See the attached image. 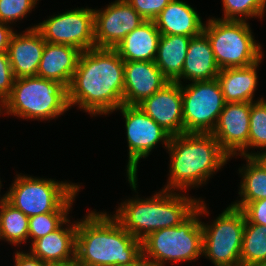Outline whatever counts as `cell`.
<instances>
[{
    "label": "cell",
    "instance_id": "cell-1",
    "mask_svg": "<svg viewBox=\"0 0 266 266\" xmlns=\"http://www.w3.org/2000/svg\"><path fill=\"white\" fill-rule=\"evenodd\" d=\"M123 90L124 61L114 48L94 47L80 54L68 87V104L93 116L109 114L123 105Z\"/></svg>",
    "mask_w": 266,
    "mask_h": 266
},
{
    "label": "cell",
    "instance_id": "cell-2",
    "mask_svg": "<svg viewBox=\"0 0 266 266\" xmlns=\"http://www.w3.org/2000/svg\"><path fill=\"white\" fill-rule=\"evenodd\" d=\"M142 255V241L106 212H89L77 222V266H125Z\"/></svg>",
    "mask_w": 266,
    "mask_h": 266
},
{
    "label": "cell",
    "instance_id": "cell-3",
    "mask_svg": "<svg viewBox=\"0 0 266 266\" xmlns=\"http://www.w3.org/2000/svg\"><path fill=\"white\" fill-rule=\"evenodd\" d=\"M169 182L164 190L186 189L204 184L230 158L211 133L171 136ZM204 181V183H203Z\"/></svg>",
    "mask_w": 266,
    "mask_h": 266
},
{
    "label": "cell",
    "instance_id": "cell-4",
    "mask_svg": "<svg viewBox=\"0 0 266 266\" xmlns=\"http://www.w3.org/2000/svg\"><path fill=\"white\" fill-rule=\"evenodd\" d=\"M199 200L163 189L146 200L123 202L113 217L142 241L154 231L180 225L196 210Z\"/></svg>",
    "mask_w": 266,
    "mask_h": 266
},
{
    "label": "cell",
    "instance_id": "cell-5",
    "mask_svg": "<svg viewBox=\"0 0 266 266\" xmlns=\"http://www.w3.org/2000/svg\"><path fill=\"white\" fill-rule=\"evenodd\" d=\"M204 213L209 212L201 200L196 210L180 225L150 233L142 240L143 256L155 266H164L165 261L197 259L203 248L202 224L198 216Z\"/></svg>",
    "mask_w": 266,
    "mask_h": 266
},
{
    "label": "cell",
    "instance_id": "cell-6",
    "mask_svg": "<svg viewBox=\"0 0 266 266\" xmlns=\"http://www.w3.org/2000/svg\"><path fill=\"white\" fill-rule=\"evenodd\" d=\"M2 105L8 115L39 120L57 118L70 108L68 89L62 83L37 76L14 79Z\"/></svg>",
    "mask_w": 266,
    "mask_h": 266
},
{
    "label": "cell",
    "instance_id": "cell-7",
    "mask_svg": "<svg viewBox=\"0 0 266 266\" xmlns=\"http://www.w3.org/2000/svg\"><path fill=\"white\" fill-rule=\"evenodd\" d=\"M206 24L203 32L209 39L220 69L248 67L261 61V45L253 39L246 21L213 18Z\"/></svg>",
    "mask_w": 266,
    "mask_h": 266
},
{
    "label": "cell",
    "instance_id": "cell-8",
    "mask_svg": "<svg viewBox=\"0 0 266 266\" xmlns=\"http://www.w3.org/2000/svg\"><path fill=\"white\" fill-rule=\"evenodd\" d=\"M8 191V202L26 216L69 212L80 185L18 175Z\"/></svg>",
    "mask_w": 266,
    "mask_h": 266
},
{
    "label": "cell",
    "instance_id": "cell-9",
    "mask_svg": "<svg viewBox=\"0 0 266 266\" xmlns=\"http://www.w3.org/2000/svg\"><path fill=\"white\" fill-rule=\"evenodd\" d=\"M202 254L215 266H240L245 215L229 205L210 225L202 223Z\"/></svg>",
    "mask_w": 266,
    "mask_h": 266
},
{
    "label": "cell",
    "instance_id": "cell-10",
    "mask_svg": "<svg viewBox=\"0 0 266 266\" xmlns=\"http://www.w3.org/2000/svg\"><path fill=\"white\" fill-rule=\"evenodd\" d=\"M184 133H212L226 102L217 79L181 84Z\"/></svg>",
    "mask_w": 266,
    "mask_h": 266
},
{
    "label": "cell",
    "instance_id": "cell-11",
    "mask_svg": "<svg viewBox=\"0 0 266 266\" xmlns=\"http://www.w3.org/2000/svg\"><path fill=\"white\" fill-rule=\"evenodd\" d=\"M125 118L129 159L127 177L131 189L137 190V165L146 158L158 142L168 148L171 135L137 106L122 105L118 108Z\"/></svg>",
    "mask_w": 266,
    "mask_h": 266
},
{
    "label": "cell",
    "instance_id": "cell-12",
    "mask_svg": "<svg viewBox=\"0 0 266 266\" xmlns=\"http://www.w3.org/2000/svg\"><path fill=\"white\" fill-rule=\"evenodd\" d=\"M45 42L71 45L86 51L95 47L94 9L77 8L35 25Z\"/></svg>",
    "mask_w": 266,
    "mask_h": 266
},
{
    "label": "cell",
    "instance_id": "cell-13",
    "mask_svg": "<svg viewBox=\"0 0 266 266\" xmlns=\"http://www.w3.org/2000/svg\"><path fill=\"white\" fill-rule=\"evenodd\" d=\"M145 20L126 0H116L104 10H94L95 47L115 48Z\"/></svg>",
    "mask_w": 266,
    "mask_h": 266
},
{
    "label": "cell",
    "instance_id": "cell-14",
    "mask_svg": "<svg viewBox=\"0 0 266 266\" xmlns=\"http://www.w3.org/2000/svg\"><path fill=\"white\" fill-rule=\"evenodd\" d=\"M251 103H226L220 113L218 122L212 135L219 142L222 150L233 157L240 151V155L248 157L245 149L249 148Z\"/></svg>",
    "mask_w": 266,
    "mask_h": 266
},
{
    "label": "cell",
    "instance_id": "cell-15",
    "mask_svg": "<svg viewBox=\"0 0 266 266\" xmlns=\"http://www.w3.org/2000/svg\"><path fill=\"white\" fill-rule=\"evenodd\" d=\"M171 136L184 133L181 84L169 81L137 105Z\"/></svg>",
    "mask_w": 266,
    "mask_h": 266
},
{
    "label": "cell",
    "instance_id": "cell-16",
    "mask_svg": "<svg viewBox=\"0 0 266 266\" xmlns=\"http://www.w3.org/2000/svg\"><path fill=\"white\" fill-rule=\"evenodd\" d=\"M168 82L154 61H124L123 104L137 106Z\"/></svg>",
    "mask_w": 266,
    "mask_h": 266
},
{
    "label": "cell",
    "instance_id": "cell-17",
    "mask_svg": "<svg viewBox=\"0 0 266 266\" xmlns=\"http://www.w3.org/2000/svg\"><path fill=\"white\" fill-rule=\"evenodd\" d=\"M45 40L35 26L11 36L7 54L14 78L37 76Z\"/></svg>",
    "mask_w": 266,
    "mask_h": 266
},
{
    "label": "cell",
    "instance_id": "cell-18",
    "mask_svg": "<svg viewBox=\"0 0 266 266\" xmlns=\"http://www.w3.org/2000/svg\"><path fill=\"white\" fill-rule=\"evenodd\" d=\"M81 52L71 45L45 42L37 77L60 82L68 89Z\"/></svg>",
    "mask_w": 266,
    "mask_h": 266
},
{
    "label": "cell",
    "instance_id": "cell-19",
    "mask_svg": "<svg viewBox=\"0 0 266 266\" xmlns=\"http://www.w3.org/2000/svg\"><path fill=\"white\" fill-rule=\"evenodd\" d=\"M77 222L35 240L31 245V254L49 264H64L76 260Z\"/></svg>",
    "mask_w": 266,
    "mask_h": 266
},
{
    "label": "cell",
    "instance_id": "cell-20",
    "mask_svg": "<svg viewBox=\"0 0 266 266\" xmlns=\"http://www.w3.org/2000/svg\"><path fill=\"white\" fill-rule=\"evenodd\" d=\"M219 71L209 39L202 32L191 38L182 74L175 81L181 84L182 78L192 82L212 80L217 77Z\"/></svg>",
    "mask_w": 266,
    "mask_h": 266
},
{
    "label": "cell",
    "instance_id": "cell-21",
    "mask_svg": "<svg viewBox=\"0 0 266 266\" xmlns=\"http://www.w3.org/2000/svg\"><path fill=\"white\" fill-rule=\"evenodd\" d=\"M153 21L161 35L195 37L204 28V23L194 8L180 0H171Z\"/></svg>",
    "mask_w": 266,
    "mask_h": 266
},
{
    "label": "cell",
    "instance_id": "cell-22",
    "mask_svg": "<svg viewBox=\"0 0 266 266\" xmlns=\"http://www.w3.org/2000/svg\"><path fill=\"white\" fill-rule=\"evenodd\" d=\"M160 37L154 21H145L114 49L123 61H155Z\"/></svg>",
    "mask_w": 266,
    "mask_h": 266
},
{
    "label": "cell",
    "instance_id": "cell-23",
    "mask_svg": "<svg viewBox=\"0 0 266 266\" xmlns=\"http://www.w3.org/2000/svg\"><path fill=\"white\" fill-rule=\"evenodd\" d=\"M260 61L248 67L220 69L216 79L226 103H252L257 87L258 76L256 68Z\"/></svg>",
    "mask_w": 266,
    "mask_h": 266
},
{
    "label": "cell",
    "instance_id": "cell-24",
    "mask_svg": "<svg viewBox=\"0 0 266 266\" xmlns=\"http://www.w3.org/2000/svg\"><path fill=\"white\" fill-rule=\"evenodd\" d=\"M191 38L184 35H161L154 62L169 81H175L182 74Z\"/></svg>",
    "mask_w": 266,
    "mask_h": 266
},
{
    "label": "cell",
    "instance_id": "cell-25",
    "mask_svg": "<svg viewBox=\"0 0 266 266\" xmlns=\"http://www.w3.org/2000/svg\"><path fill=\"white\" fill-rule=\"evenodd\" d=\"M29 237V217L8 202V194L0 199V239L12 244L26 242Z\"/></svg>",
    "mask_w": 266,
    "mask_h": 266
},
{
    "label": "cell",
    "instance_id": "cell-26",
    "mask_svg": "<svg viewBox=\"0 0 266 266\" xmlns=\"http://www.w3.org/2000/svg\"><path fill=\"white\" fill-rule=\"evenodd\" d=\"M245 159H247L246 167L239 169V173H244L239 190L243 198L231 204L239 209L249 202L266 198V171L253 157H245Z\"/></svg>",
    "mask_w": 266,
    "mask_h": 266
},
{
    "label": "cell",
    "instance_id": "cell-27",
    "mask_svg": "<svg viewBox=\"0 0 266 266\" xmlns=\"http://www.w3.org/2000/svg\"><path fill=\"white\" fill-rule=\"evenodd\" d=\"M266 263V226L245 223L240 266Z\"/></svg>",
    "mask_w": 266,
    "mask_h": 266
},
{
    "label": "cell",
    "instance_id": "cell-28",
    "mask_svg": "<svg viewBox=\"0 0 266 266\" xmlns=\"http://www.w3.org/2000/svg\"><path fill=\"white\" fill-rule=\"evenodd\" d=\"M222 3L223 20L246 21L245 17L253 18L254 16L261 18L266 8V0H222Z\"/></svg>",
    "mask_w": 266,
    "mask_h": 266
},
{
    "label": "cell",
    "instance_id": "cell-29",
    "mask_svg": "<svg viewBox=\"0 0 266 266\" xmlns=\"http://www.w3.org/2000/svg\"><path fill=\"white\" fill-rule=\"evenodd\" d=\"M265 148L266 151V100L260 98L251 103L249 148Z\"/></svg>",
    "mask_w": 266,
    "mask_h": 266
},
{
    "label": "cell",
    "instance_id": "cell-30",
    "mask_svg": "<svg viewBox=\"0 0 266 266\" xmlns=\"http://www.w3.org/2000/svg\"><path fill=\"white\" fill-rule=\"evenodd\" d=\"M68 212H49L29 217V237L33 242L69 223Z\"/></svg>",
    "mask_w": 266,
    "mask_h": 266
},
{
    "label": "cell",
    "instance_id": "cell-31",
    "mask_svg": "<svg viewBox=\"0 0 266 266\" xmlns=\"http://www.w3.org/2000/svg\"><path fill=\"white\" fill-rule=\"evenodd\" d=\"M38 0H0V21L8 24L26 17Z\"/></svg>",
    "mask_w": 266,
    "mask_h": 266
},
{
    "label": "cell",
    "instance_id": "cell-32",
    "mask_svg": "<svg viewBox=\"0 0 266 266\" xmlns=\"http://www.w3.org/2000/svg\"><path fill=\"white\" fill-rule=\"evenodd\" d=\"M145 21H153L171 0H126Z\"/></svg>",
    "mask_w": 266,
    "mask_h": 266
},
{
    "label": "cell",
    "instance_id": "cell-33",
    "mask_svg": "<svg viewBox=\"0 0 266 266\" xmlns=\"http://www.w3.org/2000/svg\"><path fill=\"white\" fill-rule=\"evenodd\" d=\"M14 79L7 52L0 53V102L11 94Z\"/></svg>",
    "mask_w": 266,
    "mask_h": 266
},
{
    "label": "cell",
    "instance_id": "cell-34",
    "mask_svg": "<svg viewBox=\"0 0 266 266\" xmlns=\"http://www.w3.org/2000/svg\"><path fill=\"white\" fill-rule=\"evenodd\" d=\"M241 210L245 215V223L266 226V198L249 202Z\"/></svg>",
    "mask_w": 266,
    "mask_h": 266
},
{
    "label": "cell",
    "instance_id": "cell-35",
    "mask_svg": "<svg viewBox=\"0 0 266 266\" xmlns=\"http://www.w3.org/2000/svg\"><path fill=\"white\" fill-rule=\"evenodd\" d=\"M14 266H49L47 262H43L31 253L16 252Z\"/></svg>",
    "mask_w": 266,
    "mask_h": 266
},
{
    "label": "cell",
    "instance_id": "cell-36",
    "mask_svg": "<svg viewBox=\"0 0 266 266\" xmlns=\"http://www.w3.org/2000/svg\"><path fill=\"white\" fill-rule=\"evenodd\" d=\"M14 34L13 29L0 21V53L7 52L11 36Z\"/></svg>",
    "mask_w": 266,
    "mask_h": 266
},
{
    "label": "cell",
    "instance_id": "cell-37",
    "mask_svg": "<svg viewBox=\"0 0 266 266\" xmlns=\"http://www.w3.org/2000/svg\"><path fill=\"white\" fill-rule=\"evenodd\" d=\"M248 157H253L266 171V151H263V153H250L248 154Z\"/></svg>",
    "mask_w": 266,
    "mask_h": 266
},
{
    "label": "cell",
    "instance_id": "cell-38",
    "mask_svg": "<svg viewBox=\"0 0 266 266\" xmlns=\"http://www.w3.org/2000/svg\"><path fill=\"white\" fill-rule=\"evenodd\" d=\"M125 266H155V265H153L149 260H147L142 254L132 264L125 265Z\"/></svg>",
    "mask_w": 266,
    "mask_h": 266
},
{
    "label": "cell",
    "instance_id": "cell-39",
    "mask_svg": "<svg viewBox=\"0 0 266 266\" xmlns=\"http://www.w3.org/2000/svg\"><path fill=\"white\" fill-rule=\"evenodd\" d=\"M49 266H77L76 261L75 262H69L64 264H50Z\"/></svg>",
    "mask_w": 266,
    "mask_h": 266
},
{
    "label": "cell",
    "instance_id": "cell-40",
    "mask_svg": "<svg viewBox=\"0 0 266 266\" xmlns=\"http://www.w3.org/2000/svg\"><path fill=\"white\" fill-rule=\"evenodd\" d=\"M253 266H266V263L257 264V265H253Z\"/></svg>",
    "mask_w": 266,
    "mask_h": 266
},
{
    "label": "cell",
    "instance_id": "cell-41",
    "mask_svg": "<svg viewBox=\"0 0 266 266\" xmlns=\"http://www.w3.org/2000/svg\"><path fill=\"white\" fill-rule=\"evenodd\" d=\"M1 103H2V102H0V104H1ZM1 109H3V105H2V104L0 105V113L2 112Z\"/></svg>",
    "mask_w": 266,
    "mask_h": 266
}]
</instances>
